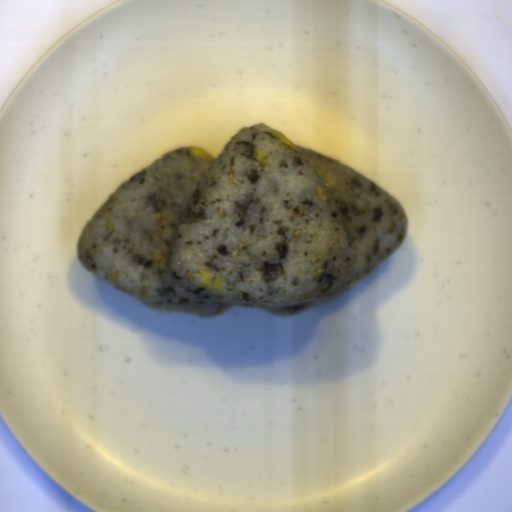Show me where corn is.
<instances>
[{
    "instance_id": "1",
    "label": "corn",
    "mask_w": 512,
    "mask_h": 512,
    "mask_svg": "<svg viewBox=\"0 0 512 512\" xmlns=\"http://www.w3.org/2000/svg\"><path fill=\"white\" fill-rule=\"evenodd\" d=\"M201 287H206L208 290L217 289L221 293V282L220 278H217L216 283H208L209 273L200 270Z\"/></svg>"
},
{
    "instance_id": "2",
    "label": "corn",
    "mask_w": 512,
    "mask_h": 512,
    "mask_svg": "<svg viewBox=\"0 0 512 512\" xmlns=\"http://www.w3.org/2000/svg\"><path fill=\"white\" fill-rule=\"evenodd\" d=\"M190 154L200 156L206 160H209L211 162H214L216 159L213 155H211L207 150H205L203 147H200L198 145H191L188 149Z\"/></svg>"
},
{
    "instance_id": "3",
    "label": "corn",
    "mask_w": 512,
    "mask_h": 512,
    "mask_svg": "<svg viewBox=\"0 0 512 512\" xmlns=\"http://www.w3.org/2000/svg\"><path fill=\"white\" fill-rule=\"evenodd\" d=\"M271 133L277 137L279 140H281L282 142H284L285 144H287L288 146L292 147L293 149H295L296 151H299L298 148L296 147V145L289 139L287 138L286 136H284L282 133H280L278 130H276L275 128L274 129H270ZM300 152V151H299Z\"/></svg>"
},
{
    "instance_id": "4",
    "label": "corn",
    "mask_w": 512,
    "mask_h": 512,
    "mask_svg": "<svg viewBox=\"0 0 512 512\" xmlns=\"http://www.w3.org/2000/svg\"><path fill=\"white\" fill-rule=\"evenodd\" d=\"M252 157L253 159L261 162L262 164L267 160V155L265 153H263L262 151H259V150H254L252 151Z\"/></svg>"
}]
</instances>
